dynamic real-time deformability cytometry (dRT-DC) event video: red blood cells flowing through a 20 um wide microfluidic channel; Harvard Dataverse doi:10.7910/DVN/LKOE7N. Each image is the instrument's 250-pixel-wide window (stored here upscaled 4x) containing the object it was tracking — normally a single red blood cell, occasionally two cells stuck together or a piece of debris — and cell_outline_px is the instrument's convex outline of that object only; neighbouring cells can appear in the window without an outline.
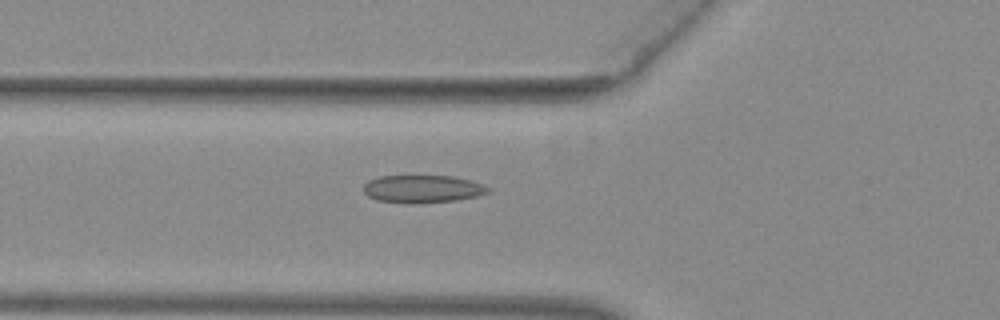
{"species": "common noctule bat (a hibernating species)", "species_latin": "Nyctalus noctula", "temperature_condition": "warm", "stored_images_in_passage": 29, "camera_frame_rate_fps": 3000, "um_per_image_px": 0.085, "animal": {"sex": "female", "body_mass_g": 29.2, "forearm_length_mm": 56.3}, "frame": {"image": 1, "passage_image": 6, "time_ms": 1.667, "image_size_px": [1000, 320], "cell_outline_px": [[492, 188], [488, 192], [476, 196], [456, 200], [404, 204], [376, 200], [368, 196], [364, 192], [364, 184], [368, 180], [380, 176], [452, 176], [468, 180]], "centroid_in_image_um": [35.86, 16.06], "position_along_channel_um": 89.9, "area_um2": 20.0}}
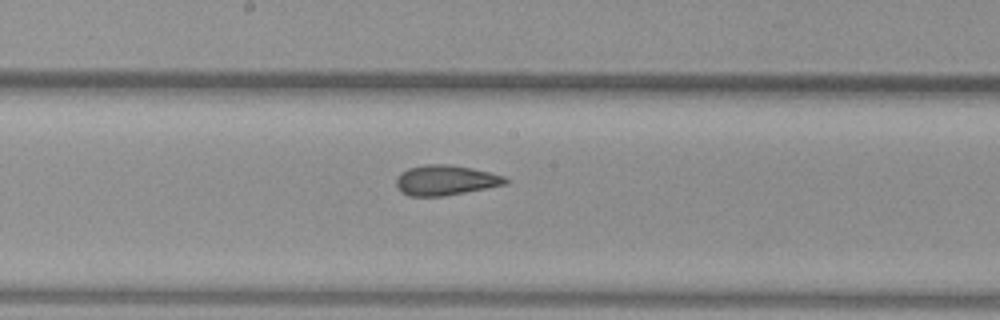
{"frame": {"image": 2, "passage_image": 15, "time_ms": 4.667, "image_size_px": [1000, 320], "cell_outline_px": [[508, 184], [444, 196], [408, 196], [400, 192], [396, 188], [396, 180], [400, 172], [408, 168], [424, 164], [448, 164], [472, 168], [504, 176], [508, 180]], "centroid_in_image_um": [37.83, 15.32], "position_along_channel_um": 210.4, "area_um2": 19.31}}
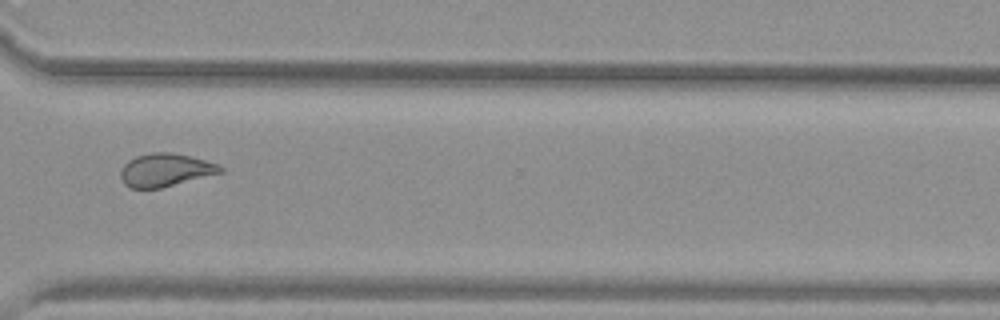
{"frame": {"image": 3, "passage_image": 26, "time_ms": 8.333, "image_size_px": [1000, 320], "cell_outline_px": [[224, 172], [160, 188], [128, 188], [124, 184], [120, 176], [120, 168], [128, 160], [136, 156], [152, 152], [172, 152], [220, 164], [224, 168]], "centroid_in_image_um": [14.04, 14.45], "position_along_channel_um": 356.6, "area_um2": 19.31}, "authors_computed_cell_mechanics": {"area_um2": 18.9006, "velocity_mm_per_s": 3.9938, "shape_relaxation_time_tau1_ms": null, "shape_relaxation_time_tau2_ms": 1.9101, "deformation_change_tau1": null, "deformation_change_tau2": 0.0859}}